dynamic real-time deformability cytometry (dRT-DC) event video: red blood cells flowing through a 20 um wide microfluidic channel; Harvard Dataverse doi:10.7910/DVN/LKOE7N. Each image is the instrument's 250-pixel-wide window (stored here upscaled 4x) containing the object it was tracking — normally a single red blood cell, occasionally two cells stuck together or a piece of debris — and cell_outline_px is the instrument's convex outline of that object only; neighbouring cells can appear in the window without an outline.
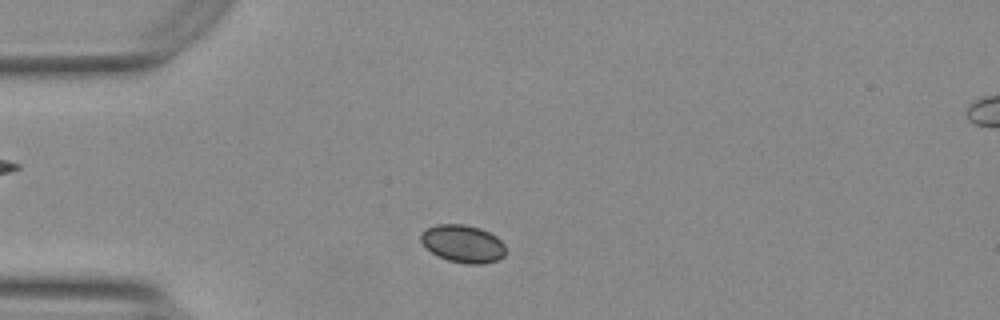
{"species": "Egyptian fruit bat (a non-hibernating species)", "species_latin": "Rousettus aegyptiacus", "temperature_condition": "warm", "stored_images_in_passage": 47, "camera_frame_rate_fps": 3000, "um_per_image_px": 0.085, "animal": {"sex": "female"}, "frame": {"image": 1, "passage_image": 6, "time_ms": 1.667, "image_size_px": [1000, 320], "cell_outline_px": [[504, 256], [496, 260], [484, 264], [468, 264], [448, 260], [432, 252], [420, 240], [420, 236], [428, 228], [436, 224], [464, 224], [480, 228], [496, 236], [504, 244]], "centroid_in_image_um": [39.36, 20.71], "position_along_channel_um": 45.6, "area_um2": 18.32}}
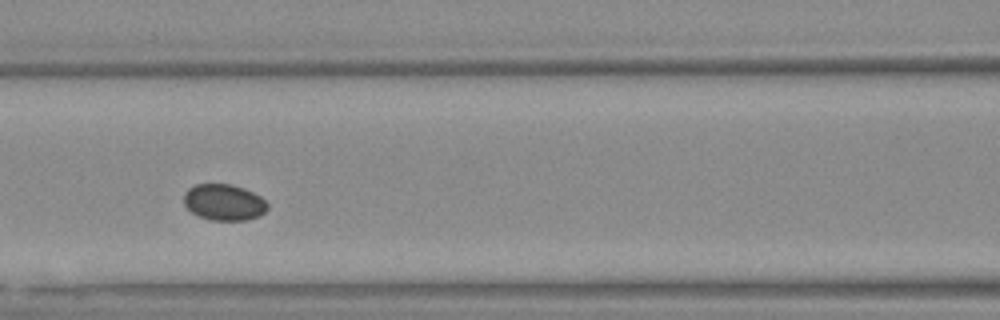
{"frame": {"image": 2, "passage_image": 16, "time_ms": 5.0, "image_size_px": [1000, 320], "cell_outline_px": [[268, 208], [260, 216], [248, 220], [208, 220], [192, 212], [184, 204], [184, 192], [188, 188], [196, 184], [232, 184], [244, 188], [260, 196], [268, 204]], "centroid_in_image_um": [19.04, 17.19], "position_along_channel_um": 147.6, "area_um2": 17.74}}
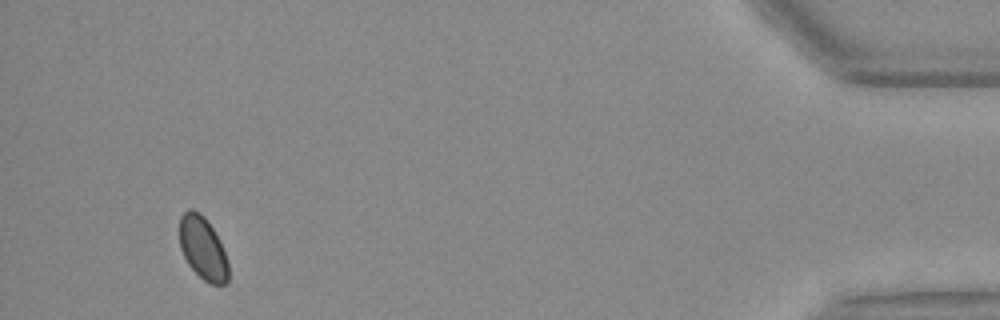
{"frame": {"image": 3, "passage_image": 44, "time_ms": 14.333, "image_size_px": [1000, 320], "cell_outline_px": [[228, 280], [224, 284], [212, 284], [204, 280], [188, 264], [180, 248], [180, 216], [188, 208], [192, 208], [200, 212], [204, 216], [212, 228], [224, 252], [228, 264]], "centroid_in_image_um": [17.22, 21.07], "position_along_channel_um": 418.0, "area_um2": 17.63}}